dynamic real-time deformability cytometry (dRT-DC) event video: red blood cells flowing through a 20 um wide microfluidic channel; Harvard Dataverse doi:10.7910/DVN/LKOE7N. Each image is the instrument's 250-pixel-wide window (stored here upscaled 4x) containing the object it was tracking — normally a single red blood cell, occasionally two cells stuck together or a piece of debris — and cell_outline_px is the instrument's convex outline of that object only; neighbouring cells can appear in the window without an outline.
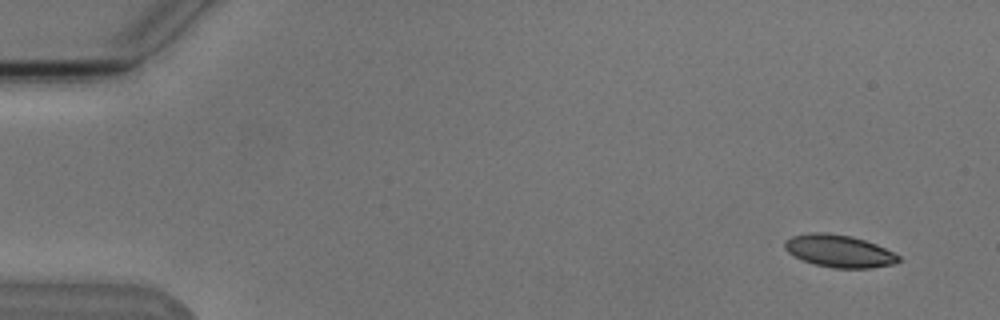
{"species": "Egyptian fruit bat (a non-hibernating species)", "species_latin": "Rousettus aegyptiacus", "temperature_condition": "cold", "stored_images_in_passage": 4, "camera_frame_rate_fps": 3000, "um_per_image_px": 0.085, "animal": {"sex": "male"}, "frame": {"image": 1, "passage_image": 1, "time_ms": 0.0, "image_size_px": [1000, 320], "cell_outline_px": [[900, 260], [896, 264], [872, 268], [832, 268], [816, 264], [804, 260], [788, 252], [784, 248], [784, 240], [792, 236], [812, 232], [824, 232], [852, 236], [876, 244], [900, 256]], "centroid_in_image_um": [71.33, 21.34], "position_along_channel_um": 13.7, "area_um2": 21.44}}